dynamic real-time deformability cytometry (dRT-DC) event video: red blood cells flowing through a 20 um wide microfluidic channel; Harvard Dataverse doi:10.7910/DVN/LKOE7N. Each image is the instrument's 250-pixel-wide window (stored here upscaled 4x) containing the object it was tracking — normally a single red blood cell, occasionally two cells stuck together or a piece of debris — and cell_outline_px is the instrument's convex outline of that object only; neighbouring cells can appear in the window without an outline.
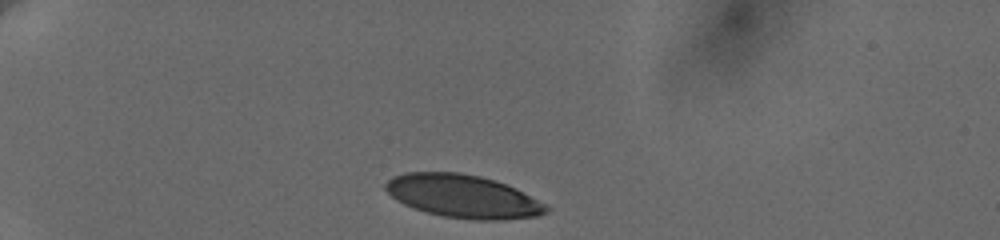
{"species": "human", "species_latin": "Homo sapiens", "temperature_condition": "cold", "stored_images_in_passage": 2, "camera_frame_rate_fps": 3000, "um_per_image_px": 0.085, "donor": {"sex": "female"}, "frame": {"image": 1, "passage_image": 1, "time_ms": 0.0, "image_size_px": [1000, 240], "cell_outline_px": [[548, 212], [536, 216], [500, 220], [476, 220], [444, 216], [412, 208], [396, 200], [384, 188], [384, 184], [392, 176], [404, 172], [460, 172], [480, 176], [496, 180], [516, 188], [544, 204], [548, 208]], "centroid_in_image_um": [39.32, 16.67], "position_along_channel_um": 45.7, "area_um2": 40.23}}